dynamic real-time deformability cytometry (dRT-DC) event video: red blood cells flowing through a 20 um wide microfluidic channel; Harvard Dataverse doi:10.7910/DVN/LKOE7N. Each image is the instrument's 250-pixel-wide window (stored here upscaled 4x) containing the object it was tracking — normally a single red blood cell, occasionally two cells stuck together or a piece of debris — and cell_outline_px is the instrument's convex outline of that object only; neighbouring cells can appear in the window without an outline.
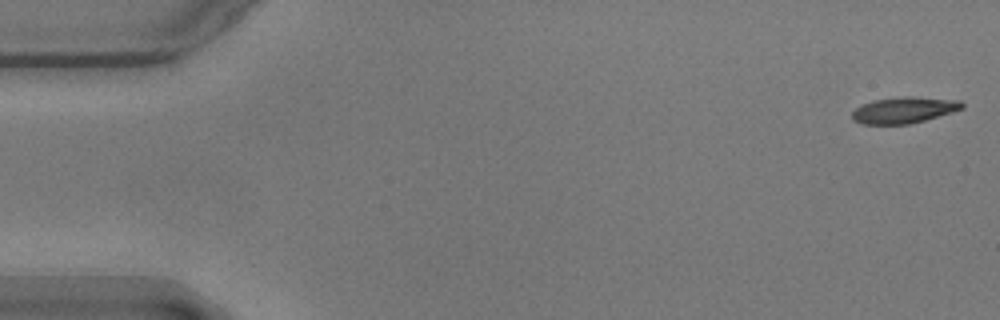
{"species": "common noctule bat (a hibernating species)", "species_latin": "Nyctalus noctula", "temperature_condition": "warm", "stored_images_in_passage": 11, "camera_frame_rate_fps": 3000, "um_per_image_px": 0.085, "animal": {"sex": "male", "body_mass_g": 17.9}, "frame": {"image": 1, "passage_image": 1, "time_ms": 0.0, "image_size_px": [1000, 320], "cell_outline_px": [[964, 108], [952, 112], [924, 120], [908, 124], [860, 124], [852, 120], [852, 112], [856, 108], [864, 104], [876, 100], [908, 96], [912, 96], [960, 100], [964, 104]], "centroid_in_image_um": [76.85, 9.36], "position_along_channel_um": 8.1, "area_um2": 16.65}}